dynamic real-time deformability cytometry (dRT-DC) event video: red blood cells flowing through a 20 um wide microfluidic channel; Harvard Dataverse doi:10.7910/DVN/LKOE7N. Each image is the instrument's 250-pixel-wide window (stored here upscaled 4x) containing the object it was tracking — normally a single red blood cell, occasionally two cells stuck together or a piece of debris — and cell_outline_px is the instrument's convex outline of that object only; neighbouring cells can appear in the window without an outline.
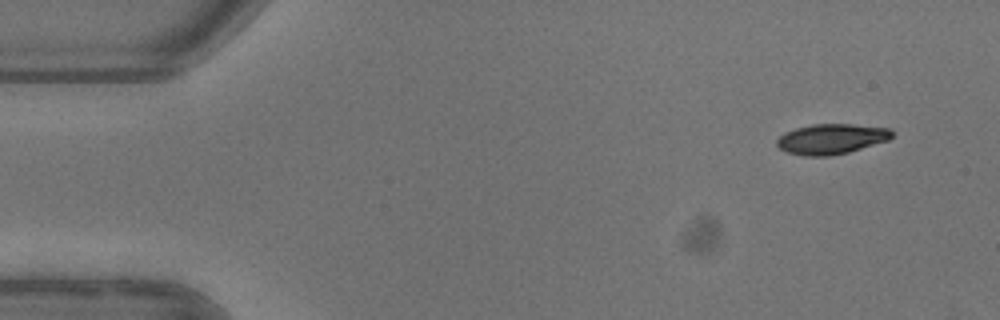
{"species": "common noctule bat (a hibernating species)", "species_latin": "Nyctalus noctula", "temperature_condition": "warm", "stored_images_in_passage": 4, "camera_frame_rate_fps": 3000, "um_per_image_px": 0.085, "animal": {"sex": "female"}, "frame": {"image": 1, "passage_image": 1, "time_ms": 0.0, "image_size_px": [1000, 320], "cell_outline_px": [[892, 136], [888, 140], [848, 152], [828, 156], [804, 156], [788, 152], [780, 148], [776, 144], [776, 140], [784, 132], [796, 128], [812, 124], [852, 124], [892, 128]], "centroid_in_image_um": [70.66, 11.8], "position_along_channel_um": 14.3, "area_um2": 20.23}}
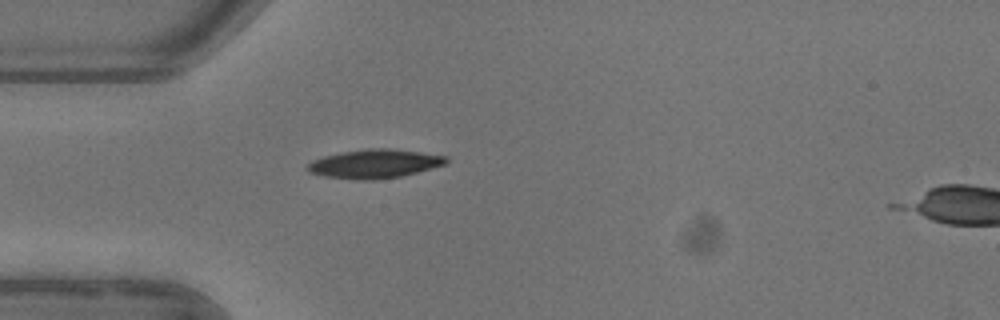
{"frame": {"image": 2, "passage_image": 4, "time_ms": 3.667, "image_size_px": [1000, 320], "cell_outline_px": [[448, 160], [444, 164], [416, 172], [400, 176], [372, 180], [360, 180], [324, 176], [308, 172], [304, 168], [312, 160], [324, 156], [344, 152], [368, 148], [388, 148], [420, 152], [448, 156]], "centroid_in_image_um": [31.79, 13.92], "position_along_channel_um": 53.2, "area_um2": 23.06}}